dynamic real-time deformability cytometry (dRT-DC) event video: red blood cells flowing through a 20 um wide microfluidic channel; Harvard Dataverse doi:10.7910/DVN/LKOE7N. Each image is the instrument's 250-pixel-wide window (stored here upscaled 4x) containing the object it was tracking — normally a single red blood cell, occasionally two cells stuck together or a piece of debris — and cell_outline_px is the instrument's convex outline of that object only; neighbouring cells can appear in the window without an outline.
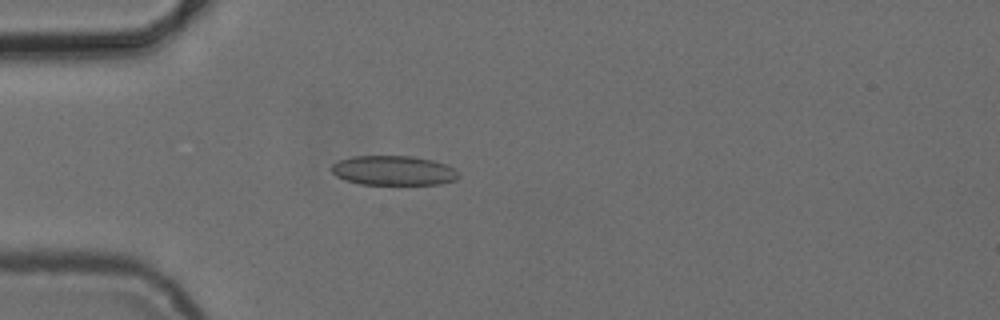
{"species": "common noctule bat (a hibernating species)", "species_latin": "Nyctalus noctula", "temperature_condition": "cold", "stored_images_in_passage": 1, "camera_frame_rate_fps": 3000, "um_per_image_px": 0.085, "animal": {"sex": "female", "body_mass_g": 24.6, "forearm_length_mm": 56.2}, "frame": {"image": 1, "passage_image": 1, "time_ms": 0.0, "image_size_px": [1000, 320], "cell_outline_px": [[460, 176], [456, 180], [440, 184], [360, 184], [344, 180], [336, 176], [332, 172], [332, 164], [340, 160], [352, 156], [412, 156], [432, 160], [444, 164], [452, 168]], "centroid_in_image_um": [33.42, 14.5], "position_along_channel_um": 51.6, "area_um2": 21.79}}